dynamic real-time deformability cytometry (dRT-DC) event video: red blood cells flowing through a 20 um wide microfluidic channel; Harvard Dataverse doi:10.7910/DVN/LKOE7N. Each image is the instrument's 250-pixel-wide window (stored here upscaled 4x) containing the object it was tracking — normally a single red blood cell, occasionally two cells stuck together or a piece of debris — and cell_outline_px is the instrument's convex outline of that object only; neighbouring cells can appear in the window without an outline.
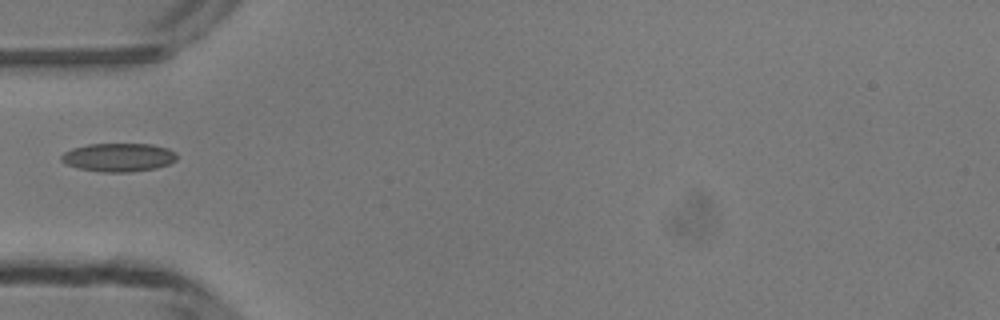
{"species": "common noctule bat (a hibernating species)", "species_latin": "Nyctalus noctula", "temperature_condition": "room temperature", "stored_images_in_passage": 24, "camera_frame_rate_fps": 3000, "um_per_image_px": 0.085, "animal": {"sex": "male", "body_mass_g": 13.3}, "frame": {"image": 1, "passage_image": 1, "time_ms": 0.0, "image_size_px": [1000, 320], "cell_outline_px": [[176, 160], [168, 164], [156, 168], [128, 172], [104, 172], [76, 168], [60, 160], [60, 156], [64, 152], [72, 148], [88, 144], [152, 144], [168, 148], [176, 152]], "centroid_in_image_um": [10.07, 13.37], "position_along_channel_um": 74.9, "area_um2": 19.19}}